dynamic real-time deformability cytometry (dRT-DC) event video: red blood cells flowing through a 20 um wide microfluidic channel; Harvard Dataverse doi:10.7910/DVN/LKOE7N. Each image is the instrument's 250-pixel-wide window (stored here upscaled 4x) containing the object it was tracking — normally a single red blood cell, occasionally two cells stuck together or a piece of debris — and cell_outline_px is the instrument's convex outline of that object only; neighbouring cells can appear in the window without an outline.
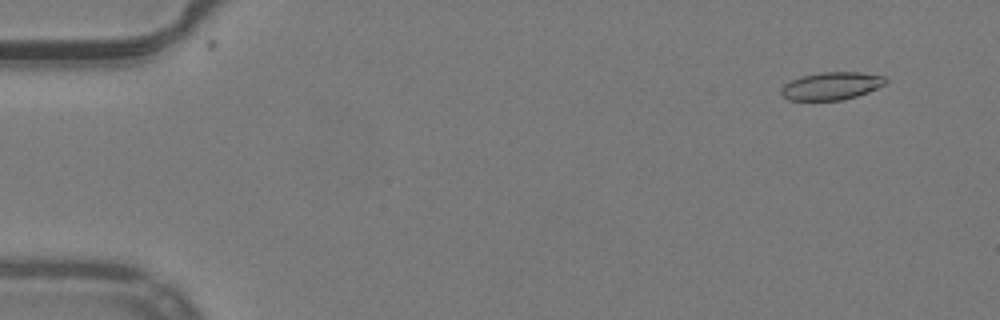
{"species": "common noctule bat (a hibernating species)", "species_latin": "Nyctalus noctula", "temperature_condition": "warm", "stored_images_in_passage": 9, "camera_frame_rate_fps": 3000, "um_per_image_px": 0.085, "animal": {"sex": "male", "body_mass_g": 19.2, "forearm_length_mm": 51.8}, "frame": {"image": 1, "passage_image": 5, "time_ms": 1.333, "image_size_px": [1000, 320], "cell_outline_px": [[888, 80], [884, 84], [868, 92], [856, 96], [840, 100], [788, 100], [780, 92], [780, 88], [784, 84], [800, 76], [820, 72], [860, 72], [884, 76]], "centroid_in_image_um": [70.65, 7.3], "position_along_channel_um": 14.4, "area_um2": 16.82}}